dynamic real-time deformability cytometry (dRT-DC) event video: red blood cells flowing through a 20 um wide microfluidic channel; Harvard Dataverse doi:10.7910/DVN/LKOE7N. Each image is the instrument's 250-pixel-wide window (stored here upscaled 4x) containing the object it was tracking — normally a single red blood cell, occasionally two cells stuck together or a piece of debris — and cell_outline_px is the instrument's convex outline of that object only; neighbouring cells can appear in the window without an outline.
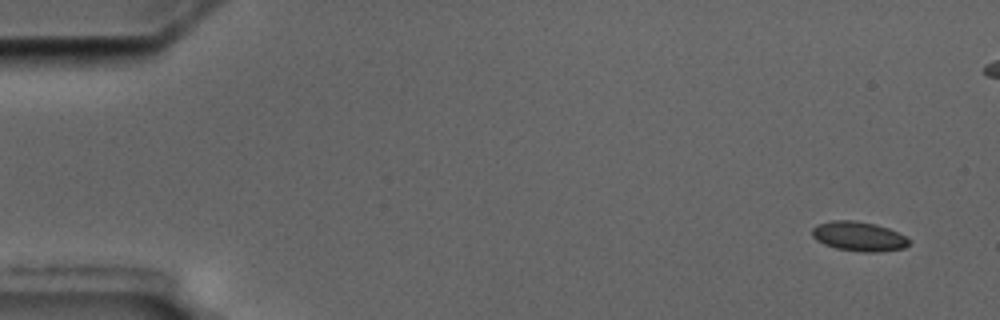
{"species": "common noctule bat (a hibernating species)", "species_latin": "Nyctalus noctula", "temperature_condition": "cold", "stored_images_in_passage": 6, "camera_frame_rate_fps": 3000, "um_per_image_px": 0.085, "animal": {"sex": "male", "body_mass_g": 17.5, "forearm_length_mm": 52.3}, "frame": {"image": 1, "passage_image": 1, "time_ms": 0.0, "image_size_px": [1000, 320], "cell_outline_px": [[908, 244], [904, 248], [876, 252], [864, 252], [836, 248], [824, 244], [816, 240], [812, 236], [812, 228], [816, 224], [832, 220], [852, 220], [876, 224], [888, 228], [904, 236], [908, 240]], "centroid_in_image_um": [72.94, 20.08], "position_along_channel_um": 12.1, "area_um2": 16.53}}